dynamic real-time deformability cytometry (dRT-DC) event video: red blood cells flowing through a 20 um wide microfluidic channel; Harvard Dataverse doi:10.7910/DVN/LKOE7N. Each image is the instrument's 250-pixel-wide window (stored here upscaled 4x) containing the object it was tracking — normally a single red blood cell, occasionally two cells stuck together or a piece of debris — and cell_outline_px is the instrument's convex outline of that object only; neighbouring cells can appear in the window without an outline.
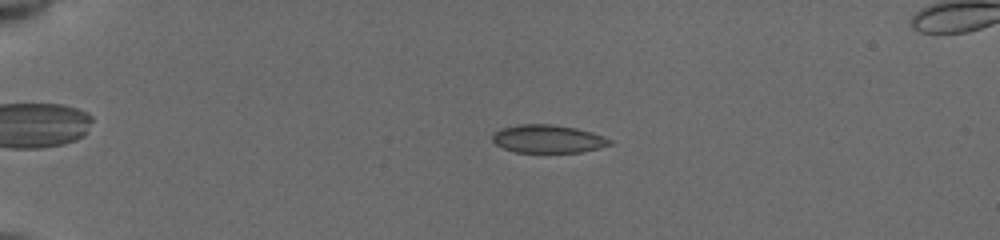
{"species": "common noctule bat (a hibernating species)", "species_latin": "Nyctalus noctula", "temperature_condition": "cold", "stored_images_in_passage": 12, "camera_frame_rate_fps": 3000, "um_per_image_px": 0.085, "animal": {"sex": "female", "body_mass_g": 19.5, "forearm_length_mm": 54.1}, "frame": {"image": 1, "passage_image": 6, "time_ms": 3.333, "image_size_px": [1000, 240], "cell_outline_px": [[612, 144], [580, 152], [516, 152], [504, 148], [496, 144], [492, 140], [492, 132], [500, 128], [520, 124], [552, 124], [576, 128], [592, 132], [604, 136], [612, 140]], "centroid_in_image_um": [46.55, 11.79], "position_along_channel_um": 38.5, "area_um2": 19.19}}
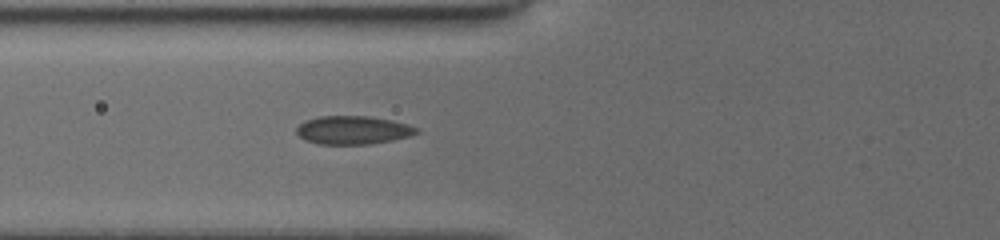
{"frame": {"image": 2, "passage_image": 12, "time_ms": 6.333, "image_size_px": [1000, 240], "cell_outline_px": [[420, 132], [408, 136], [392, 140], [368, 144], [316, 144], [304, 140], [296, 132], [296, 128], [304, 120], [320, 116], [368, 116], [408, 124], [420, 128]], "centroid_in_image_um": [29.98, 11.06], "position_along_channel_um": 95.8, "area_um2": 19.83}}